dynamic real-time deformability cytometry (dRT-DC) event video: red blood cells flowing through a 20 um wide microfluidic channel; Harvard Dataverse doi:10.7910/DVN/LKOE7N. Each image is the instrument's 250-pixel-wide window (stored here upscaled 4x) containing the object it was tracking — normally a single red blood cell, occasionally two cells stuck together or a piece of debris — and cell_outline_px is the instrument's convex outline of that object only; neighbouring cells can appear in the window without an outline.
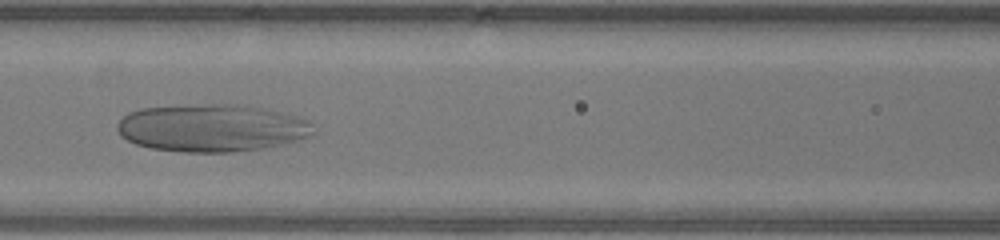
{"species": "human", "species_latin": "Homo sapiens", "temperature_condition": "warm", "stored_images_in_passage": 46, "camera_frame_rate_fps": 3000, "um_per_image_px": 0.085, "donor": {"sex": "male"}, "frame": {"image": 1, "passage_image": 19, "time_ms": 6.0, "image_size_px": [1000, 240], "cell_outline_px": [[316, 132], [312, 136], [264, 148], [232, 152], [184, 152], [152, 148], [136, 144], [120, 136], [116, 128], [116, 124], [128, 112], [140, 108], [204, 104], [236, 104], [264, 108], [296, 116], [308, 120], [312, 124]], "centroid_in_image_um": [18.0, 10.87], "position_along_channel_um": 148.6, "area_um2": 54.45}}
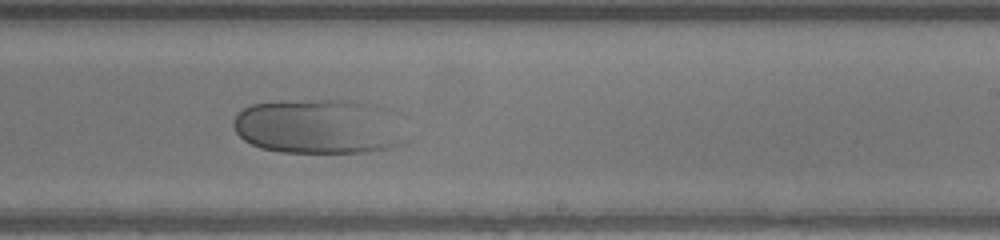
{"frame": {"image": 2, "passage_image": 27, "time_ms": 8.667, "image_size_px": [1000, 240], "cell_outline_px": [[408, 140], [400, 144], [368, 152], [280, 152], [260, 148], [244, 140], [236, 132], [232, 124], [236, 116], [244, 108], [252, 104], [308, 100], [348, 100], [368, 104], [380, 108]], "centroid_in_image_um": [26.97, 10.78], "position_along_channel_um": 262.0, "area_um2": 53.7}}
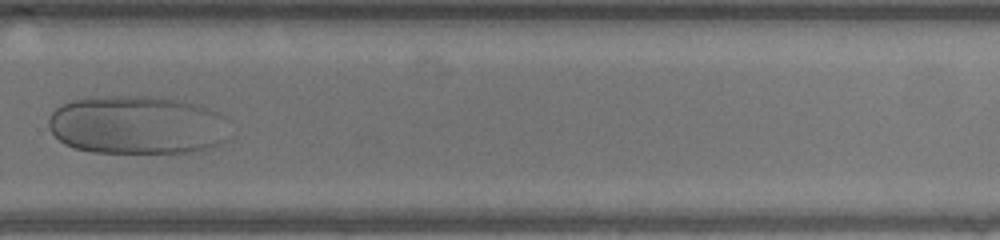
{"frame": {"image": 3, "passage_image": 31, "time_ms": 10.0, "image_size_px": [1000, 240], "cell_outline_px": [[228, 116], [224, 140], [220, 144], [208, 148], [188, 152], [92, 152], [76, 148], [64, 144], [48, 128], [48, 120], [52, 112], [56, 108], [72, 100], [104, 96], [148, 96], [176, 100], [208, 108]], "centroid_in_image_um": [11.64, 10.62], "position_along_channel_um": 318.2, "area_um2": 61.5}}